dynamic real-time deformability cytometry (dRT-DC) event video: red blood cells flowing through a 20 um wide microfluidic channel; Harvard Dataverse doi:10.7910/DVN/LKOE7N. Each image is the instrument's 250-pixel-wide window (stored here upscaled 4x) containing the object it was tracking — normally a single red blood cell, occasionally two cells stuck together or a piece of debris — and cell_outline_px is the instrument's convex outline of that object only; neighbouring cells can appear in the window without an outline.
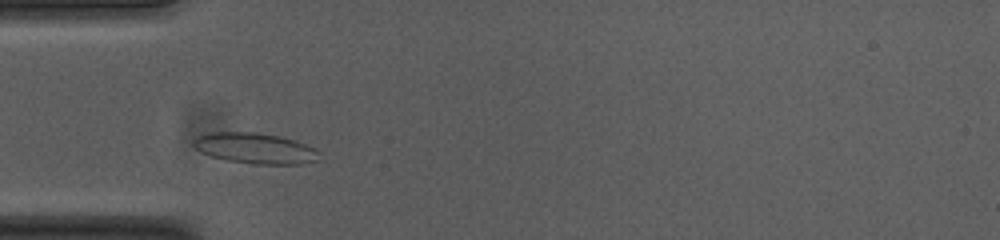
{"species": "common noctule bat (a hibernating species)", "species_latin": "Nyctalus noctula", "temperature_condition": "cold", "stored_images_in_passage": 34, "camera_frame_rate_fps": 3000, "um_per_image_px": 0.085, "animal": {"sex": "female", "body_mass_g": 23.0, "forearm_length_mm": 53.4}, "frame": {"image": 1, "passage_image": 6, "time_ms": 1.667, "image_size_px": [1000, 240], "cell_outline_px": [[320, 160], [300, 164], [252, 164], [228, 160], [212, 156], [200, 152], [192, 144], [192, 140], [196, 136], [204, 132], [256, 132], [280, 136], [316, 148], [320, 152]], "centroid_in_image_um": [21.67, 12.6], "position_along_channel_um": 63.3, "area_um2": 22.72}}
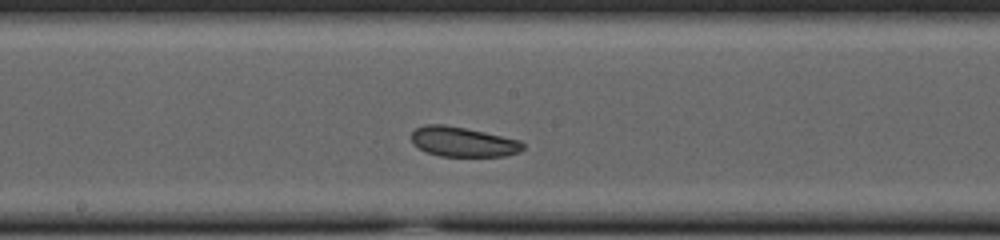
{"frame": {"image": 2, "passage_image": 18, "time_ms": 5.667, "image_size_px": [1000, 240], "cell_outline_px": [[524, 148], [520, 152], [504, 156], [440, 156], [428, 152], [412, 144], [412, 132], [416, 128], [428, 124], [444, 124], [484, 132], [520, 140], [524, 144]], "centroid_in_image_um": [39.36, 12.06], "position_along_channel_um": 208.8, "area_um2": 19.25}}
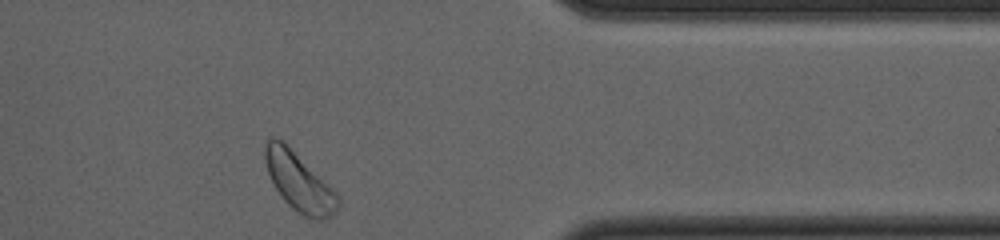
{"frame": {"image": 3, "passage_image": 34, "time_ms": 11.0, "image_size_px": [1000, 240], "cell_outline_px": [[340, 204], [336, 212], [332, 216], [324, 220], [312, 220], [304, 216], [292, 208], [284, 200], [276, 188], [268, 172], [264, 160], [264, 144], [272, 136], [276, 136], [284, 140], [340, 196]], "centroid_in_image_um": [25.43, 15.45], "position_along_channel_um": 386.0, "area_um2": 25.09}, "authors_computed_cell_mechanics": {"area_um2": 20.5768, "velocity_mm_per_s": 3.6679, "shape_relaxation_time_tau1_ms": 10.9058, "shape_relaxation_time_tau2_ms": 3.6997, "deformation_change_tau1": 0.1001, "deformation_change_tau2": 0.1008}}